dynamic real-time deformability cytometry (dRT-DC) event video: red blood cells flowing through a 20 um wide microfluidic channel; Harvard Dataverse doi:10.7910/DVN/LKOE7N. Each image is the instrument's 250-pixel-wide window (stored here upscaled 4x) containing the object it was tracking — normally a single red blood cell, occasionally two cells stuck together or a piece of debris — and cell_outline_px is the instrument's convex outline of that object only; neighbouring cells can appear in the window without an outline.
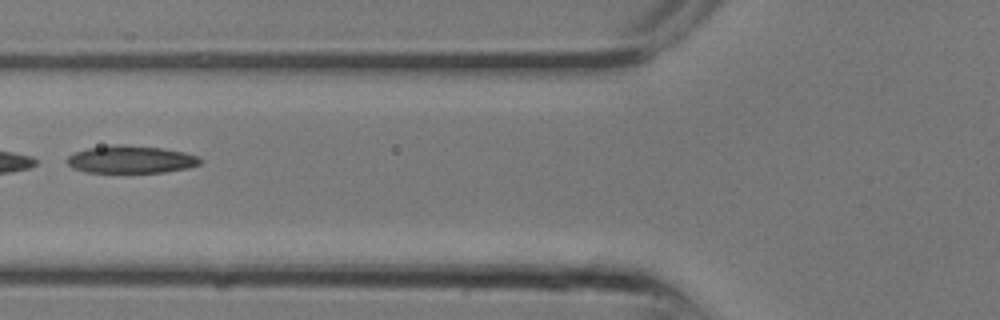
{"species": "common noctule bat (a hibernating species)", "species_latin": "Nyctalus noctula", "temperature_condition": "room temperature", "stored_images_in_passage": 10, "camera_frame_rate_fps": 3000, "um_per_image_px": 0.085, "animal": {"sex": "male", "body_mass_g": 13.3}, "frame": {"image": 1, "passage_image": 6, "time_ms": 1.667, "image_size_px": [1000, 320], "cell_outline_px": [[200, 164], [188, 168], [164, 172], [84, 172], [72, 168], [64, 160], [68, 156], [76, 152], [88, 148], [112, 144], [124, 144], [164, 148], [184, 152], [200, 156]], "centroid_in_image_um": [11.11, 13.54], "position_along_channel_um": 114.7, "area_um2": 21.56}}
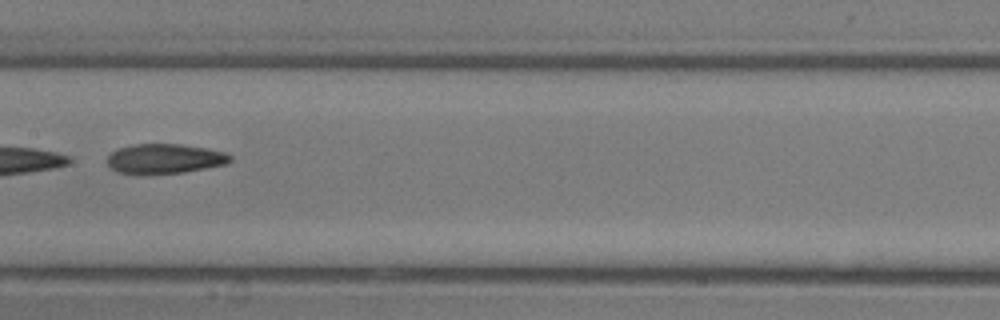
{"frame": {"image": 2, "passage_image": 9, "time_ms": 2.667, "image_size_px": [1000, 320], "cell_outline_px": [[232, 160], [224, 164], [184, 172], [120, 172], [112, 168], [108, 164], [108, 156], [112, 152], [120, 148], [136, 144], [180, 144], [208, 148], [224, 152], [232, 156]], "centroid_in_image_um": [14.06, 13.45], "position_along_channel_um": 193.3, "area_um2": 20.52}}